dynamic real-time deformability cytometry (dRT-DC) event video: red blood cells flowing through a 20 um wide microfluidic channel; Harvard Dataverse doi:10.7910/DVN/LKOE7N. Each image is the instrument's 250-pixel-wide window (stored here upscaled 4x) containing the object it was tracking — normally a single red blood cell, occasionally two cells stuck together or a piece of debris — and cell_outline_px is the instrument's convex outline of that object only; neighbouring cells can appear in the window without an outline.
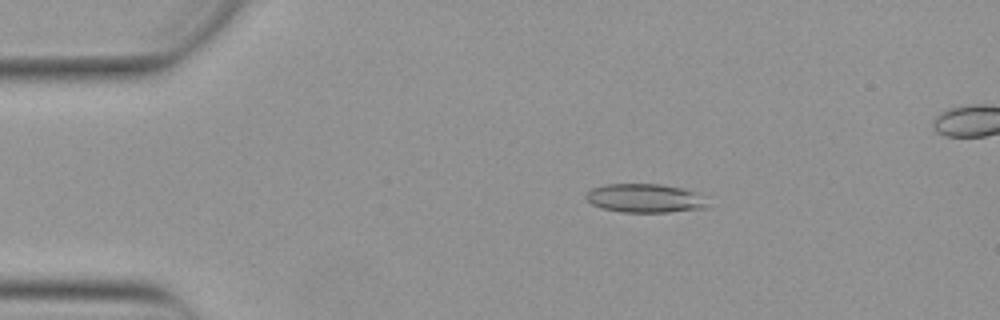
{"species": "Egyptian fruit bat (a non-hibernating species)", "species_latin": "Rousettus aegyptiacus", "temperature_condition": "warm", "stored_images_in_passage": 52, "camera_frame_rate_fps": 3000, "um_per_image_px": 0.085, "animal": {"sex": "female"}, "frame": {"image": 1, "passage_image": 10, "time_ms": 3.0, "image_size_px": [1000, 320], "cell_outline_px": [[708, 208], [668, 212], [620, 212], [604, 208], [592, 204], [584, 196], [592, 188], [608, 184], [660, 184], [684, 188], [696, 192]], "centroid_in_image_um": [54.79, 16.84], "position_along_channel_um": 30.2, "area_um2": 20.11}}
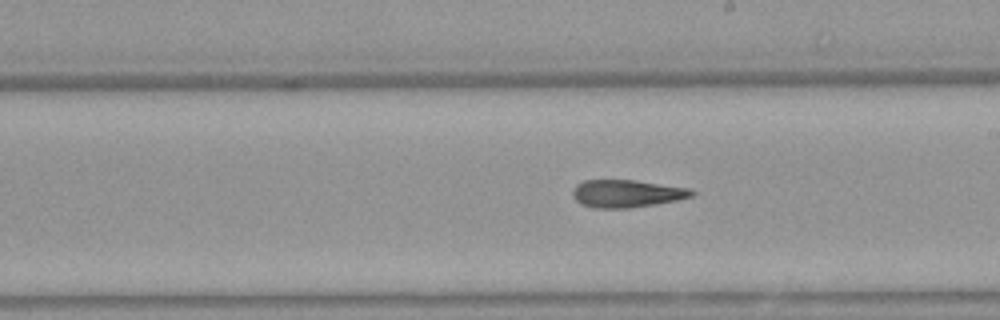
{"frame": {"image": 2, "passage_image": 30, "time_ms": 9.667, "image_size_px": [1000, 320], "cell_outline_px": [[696, 192], [692, 196], [676, 200], [656, 204], [628, 208], [592, 208], [580, 204], [572, 196], [572, 192], [576, 184], [584, 180], [636, 180], [688, 188]], "centroid_in_image_um": [53.23, 16.45], "position_along_channel_um": 235.8, "area_um2": 19.19}}
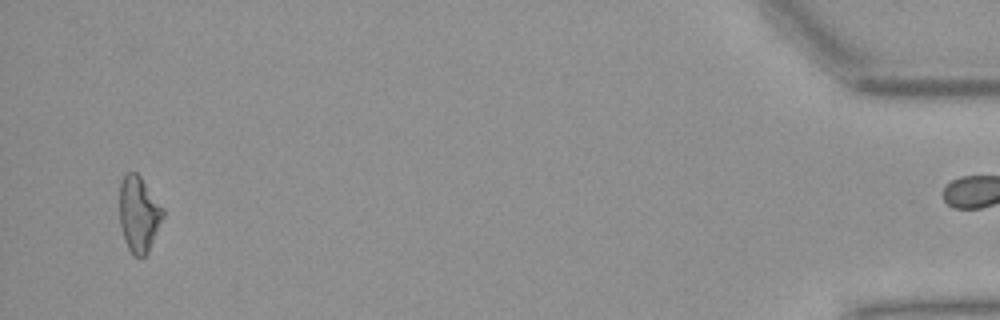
{"frame": {"image": 3, "passage_image": 51, "time_ms": 16.667, "image_size_px": [1000, 320], "cell_outline_px": [[164, 216], [148, 252], [140, 260], [132, 256], [124, 240], [120, 224], [120, 184], [124, 176], [128, 172], [136, 172], [140, 176], [164, 208]], "centroid_in_image_um": [11.8, 18.24], "position_along_channel_um": 423.4, "area_um2": 19.31}, "authors_computed_cell_mechanics": {"area_um2": 19.4786, "velocity_mm_per_s": 3.8891, "shape_relaxation_time_tau1_ms": null, "shape_relaxation_time_tau2_ms": 4.3238, "deformation_change_tau1": null, "deformation_change_tau2": 0.1613}}